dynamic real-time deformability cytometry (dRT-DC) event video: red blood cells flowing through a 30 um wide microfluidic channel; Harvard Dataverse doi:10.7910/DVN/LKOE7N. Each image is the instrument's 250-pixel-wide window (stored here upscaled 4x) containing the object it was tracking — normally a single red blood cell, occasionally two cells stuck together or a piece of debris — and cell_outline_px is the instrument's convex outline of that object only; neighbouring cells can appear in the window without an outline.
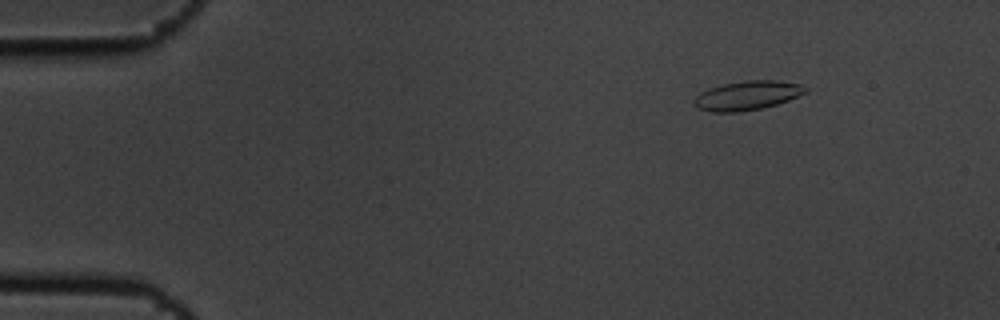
{"species": "common noctule bat (a hibernating species)", "species_latin": "Nyctalus noctula", "temperature_condition": "cold", "stored_images_in_passage": 5, "camera_frame_rate_fps": 3000, "um_per_image_px": 0.085, "animal": {"sex": "male", "body_mass_g": 19.5, "forearm_length_mm": 54.6}, "frame": {"image": 1, "passage_image": 3, "time_ms": 0.667, "image_size_px": [1000, 320], "cell_outline_px": [[808, 92], [788, 100], [764, 108], [736, 112], [712, 112], [696, 108], [692, 104], [692, 100], [700, 92], [708, 88], [724, 84], [744, 80], [776, 80], [800, 84], [808, 88]], "centroid_in_image_um": [63.49, 8.12], "position_along_channel_um": 21.5, "area_um2": 19.13}}